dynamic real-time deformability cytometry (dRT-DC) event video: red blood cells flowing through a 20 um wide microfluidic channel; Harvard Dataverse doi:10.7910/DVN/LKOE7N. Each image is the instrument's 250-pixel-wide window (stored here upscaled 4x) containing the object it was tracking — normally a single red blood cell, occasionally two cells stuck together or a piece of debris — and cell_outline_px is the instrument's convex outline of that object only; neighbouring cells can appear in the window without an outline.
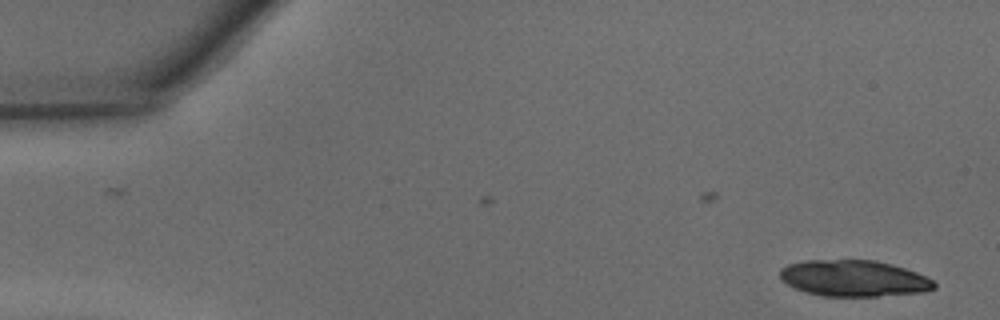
{"species": "common noctule bat (a hibernating species)", "species_latin": "Nyctalus noctula", "temperature_condition": "warm", "stored_images_in_passage": 16, "camera_frame_rate_fps": 3000, "um_per_image_px": 0.085, "animal": {"sex": "male", "body_mass_g": 15.6}, "frame": {"image": 1, "passage_image": 1, "time_ms": 0.0, "image_size_px": [1000, 320], "cell_outline_px": [[936, 288], [924, 292], [876, 296], [824, 296], [808, 292], [796, 288], [788, 284], [780, 276], [780, 268], [788, 264], [804, 260], [876, 260], [892, 264], [916, 272], [932, 280], [936, 284]], "centroid_in_image_um": [72.59, 23.65], "position_along_channel_um": 12.4, "area_um2": 32.43}}